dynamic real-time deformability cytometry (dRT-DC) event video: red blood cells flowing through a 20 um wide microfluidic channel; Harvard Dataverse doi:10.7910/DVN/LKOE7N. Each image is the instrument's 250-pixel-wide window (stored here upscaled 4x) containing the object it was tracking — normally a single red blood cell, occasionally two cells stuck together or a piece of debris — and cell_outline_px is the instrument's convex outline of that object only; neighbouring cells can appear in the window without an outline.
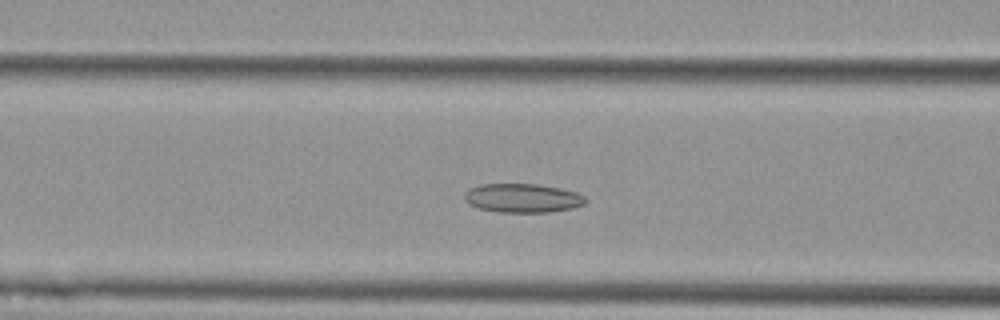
{"species": "Egyptian fruit bat (a non-hibernating species)", "species_latin": "Rousettus aegyptiacus", "temperature_condition": "cold", "stored_images_in_passage": 50, "camera_frame_rate_fps": 3000, "um_per_image_px": 0.085, "animal": {"sex": "female"}, "frame": {"image": 1, "passage_image": 17, "time_ms": 5.333, "image_size_px": [1000, 320], "cell_outline_px": [[588, 200], [584, 204], [572, 208], [548, 212], [500, 212], [480, 208], [468, 204], [464, 200], [464, 192], [468, 188], [480, 184], [536, 184], [560, 188], [576, 192], [584, 196]], "centroid_in_image_um": [44.39, 16.83], "position_along_channel_um": 122.2, "area_um2": 20.46}}
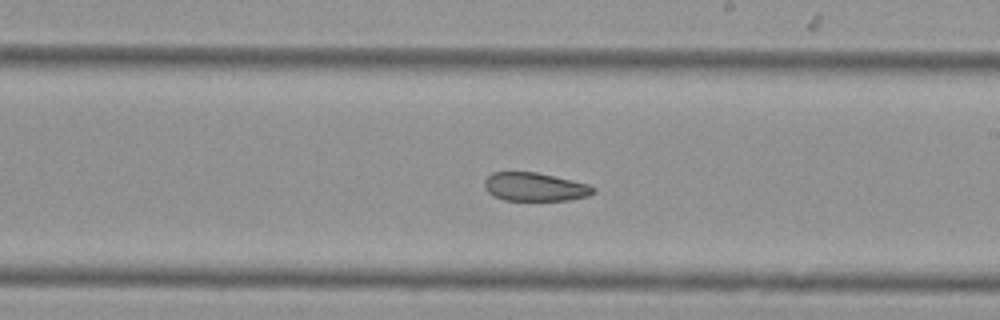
{"frame": {"image": 2, "passage_image": 27, "time_ms": 8.667, "image_size_px": [1000, 320], "cell_outline_px": [[596, 192], [588, 196], [568, 200], [504, 200], [492, 196], [484, 188], [484, 180], [492, 172], [536, 172], [588, 184], [596, 188]], "centroid_in_image_um": [45.44, 15.89], "position_along_channel_um": 243.6, "area_um2": 18.09}}
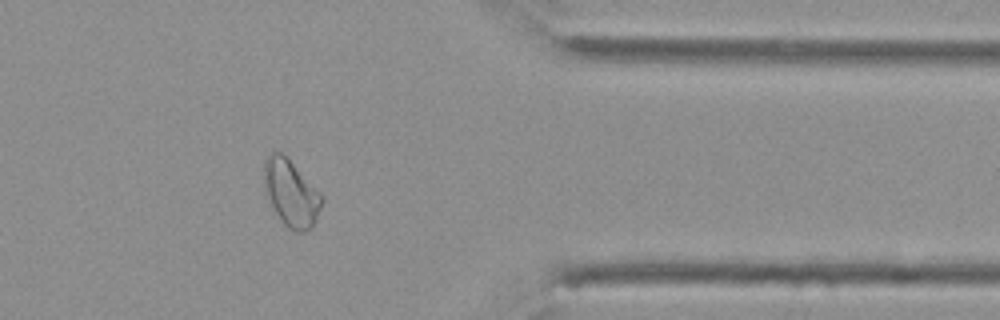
{"frame": {"image": 3, "passage_image": 40, "time_ms": 13.0, "image_size_px": [1000, 320], "cell_outline_px": [[324, 200], [316, 220], [312, 228], [304, 232], [296, 232], [288, 228], [284, 224], [276, 212], [264, 192], [264, 160], [272, 152], [280, 152], [324, 196]], "centroid_in_image_um": [24.75, 16.46], "position_along_channel_um": 386.7, "area_um2": 22.14}, "authors_computed_cell_mechanics": {"area_um2": 21.9062, "velocity_mm_per_s": 3.6526, "shape_relaxation_time_tau1_ms": null, "shape_relaxation_time_tau2_ms": 4.5642, "deformation_change_tau1": null, "deformation_change_tau2": 0.1051}}